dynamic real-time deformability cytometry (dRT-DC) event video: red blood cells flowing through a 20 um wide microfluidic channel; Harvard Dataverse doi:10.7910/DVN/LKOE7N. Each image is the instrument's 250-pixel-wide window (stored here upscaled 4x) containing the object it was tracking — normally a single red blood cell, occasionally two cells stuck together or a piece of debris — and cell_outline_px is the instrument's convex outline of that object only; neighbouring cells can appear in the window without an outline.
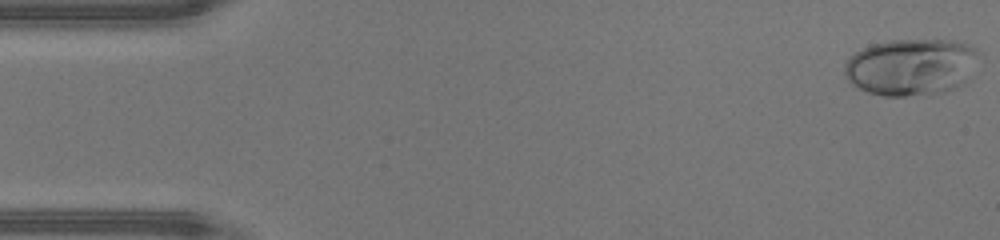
{"species": "human", "species_latin": "Homo sapiens", "temperature_condition": "warm", "stored_images_in_passage": 46, "camera_frame_rate_fps": 3000, "um_per_image_px": 0.085, "donor": {"sex": "male"}, "frame": {"image": 1, "passage_image": 1, "time_ms": 0.0, "image_size_px": [1000, 240], "cell_outline_px": [[976, 48], [964, 80], [956, 88], [944, 92], [904, 96], [884, 96], [868, 92], [856, 88], [844, 76], [844, 64], [856, 52], [872, 44], [892, 40], [952, 40], [968, 44]], "centroid_in_image_um": [77.32, 5.69], "position_along_channel_um": 7.7, "area_um2": 43.52}}
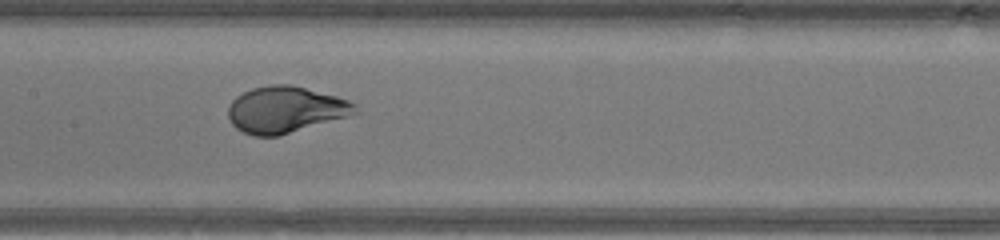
{"frame": {"image": 2, "passage_image": 22, "time_ms": 7.0, "image_size_px": [1000, 240], "cell_outline_px": [[360, 112], [348, 116], [280, 136], [252, 136], [236, 128], [232, 124], [228, 116], [228, 108], [232, 100], [236, 96], [252, 88], [272, 84], [292, 84], [336, 96], [348, 100], [356, 104]], "centroid_in_image_um": [24.27, 9.32], "position_along_channel_um": 183.1, "area_um2": 34.51}}
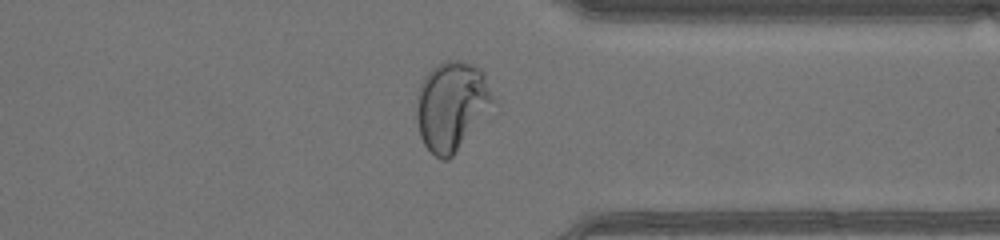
{"frame": {"image": 3, "passage_image": 35, "time_ms": 11.333, "image_size_px": [1000, 240], "cell_outline_px": [[500, 104], [452, 156], [448, 160], [440, 160], [424, 144], [420, 136], [416, 120], [416, 96], [420, 84], [424, 76], [436, 64], [444, 60], [464, 60], [480, 68], [484, 72]], "centroid_in_image_um": [38.48, 8.98], "position_along_channel_um": 372.9, "area_um2": 41.38}, "authors_computed_cell_mechanics": {"area_um2": 37.5122, "velocity_mm_per_s": 4.5182, "shape_relaxation_time_tau1_ms": 2.9089, "shape_relaxation_time_tau2_ms": null, "deformation_change_tau1": 0.2141, "deformation_change_tau2": null}}